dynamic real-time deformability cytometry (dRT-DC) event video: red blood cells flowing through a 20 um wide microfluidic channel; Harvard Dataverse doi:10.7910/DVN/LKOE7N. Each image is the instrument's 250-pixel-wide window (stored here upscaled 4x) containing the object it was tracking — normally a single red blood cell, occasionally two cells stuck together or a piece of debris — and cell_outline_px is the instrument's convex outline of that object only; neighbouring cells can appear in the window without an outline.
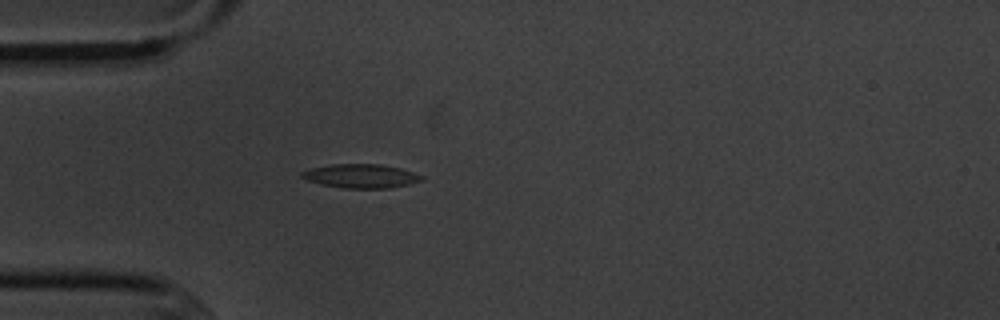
{"species": "common noctule bat (a hibernating species)", "species_latin": "Nyctalus noctula", "temperature_condition": "cold", "stored_images_in_passage": 1, "camera_frame_rate_fps": 3000, "um_per_image_px": 0.085, "animal": {"sex": "male", "body_mass_g": 20.1, "forearm_length_mm": 53.5}, "frame": {"image": 1, "passage_image": 1, "time_ms": 0.0, "image_size_px": [1000, 320], "cell_outline_px": [[424, 180], [408, 184], [388, 188], [344, 188], [320, 184], [308, 180], [300, 176], [300, 172], [312, 168], [332, 164], [380, 164], [400, 168], [424, 176]], "centroid_in_image_um": [30.68, 14.96], "position_along_channel_um": 54.3, "area_um2": 16.59}}